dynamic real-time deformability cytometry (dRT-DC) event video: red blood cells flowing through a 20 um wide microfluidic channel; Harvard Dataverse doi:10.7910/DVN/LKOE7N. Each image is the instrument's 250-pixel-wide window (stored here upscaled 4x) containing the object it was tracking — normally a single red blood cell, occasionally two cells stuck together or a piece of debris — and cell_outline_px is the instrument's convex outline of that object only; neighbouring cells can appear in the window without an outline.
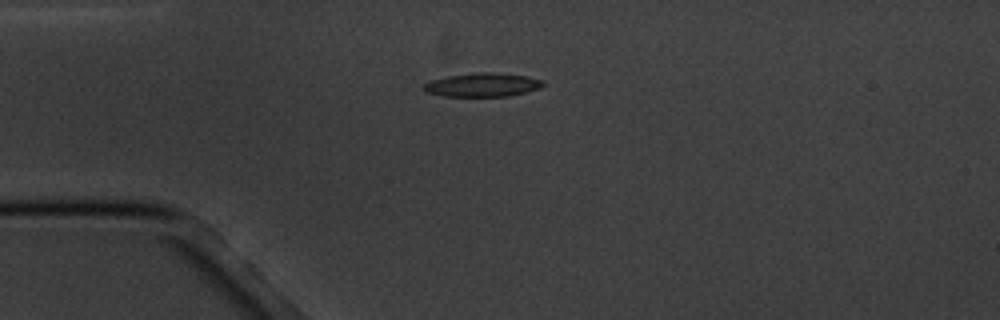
{"species": "common noctule bat (a hibernating species)", "species_latin": "Nyctalus noctula", "temperature_condition": "cold", "stored_images_in_passage": 5, "camera_frame_rate_fps": 3000, "um_per_image_px": 0.085, "animal": {"sex": "male", "body_mass_g": 20.1, "forearm_length_mm": 53.5}, "frame": {"image": 1, "passage_image": 5, "time_ms": 5.667, "image_size_px": [1000, 320], "cell_outline_px": [[548, 84], [540, 88], [508, 96], [444, 96], [424, 92], [420, 88], [424, 84], [432, 80], [448, 76], [476, 72], [492, 72], [524, 76], [544, 80]], "centroid_in_image_um": [41.0, 7.21], "position_along_channel_um": 44.0, "area_um2": 16.53}}